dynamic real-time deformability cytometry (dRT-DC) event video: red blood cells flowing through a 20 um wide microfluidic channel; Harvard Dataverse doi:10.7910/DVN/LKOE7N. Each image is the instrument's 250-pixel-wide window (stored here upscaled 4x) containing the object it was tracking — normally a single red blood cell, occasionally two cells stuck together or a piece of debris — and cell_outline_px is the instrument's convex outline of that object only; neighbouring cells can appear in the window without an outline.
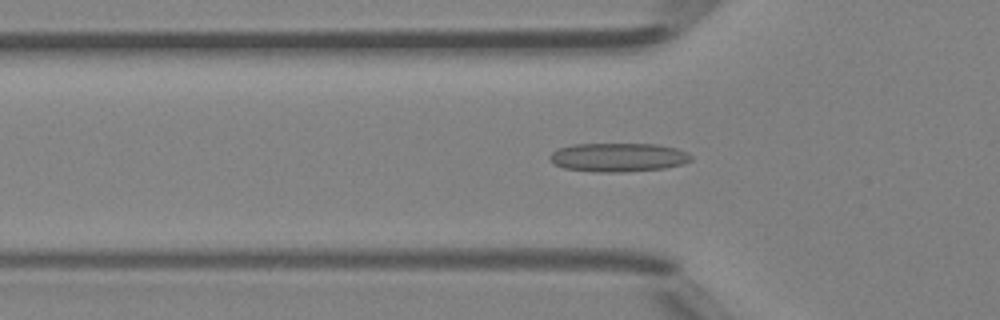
{"species": "Egyptian fruit bat (a non-hibernating species)", "species_latin": "Rousettus aegyptiacus", "temperature_condition": "room temperature", "stored_images_in_passage": 48, "camera_frame_rate_fps": 3000, "um_per_image_px": 0.085, "animal": {"sex": "female"}, "frame": {"image": 1, "passage_image": 16, "time_ms": 5.0, "image_size_px": [1000, 320], "cell_outline_px": [[692, 160], [680, 164], [664, 168], [624, 172], [596, 172], [564, 168], [552, 164], [548, 156], [556, 148], [572, 144], [656, 144], [676, 148], [688, 152], [692, 156]], "centroid_in_image_um": [52.5, 13.37], "position_along_channel_um": 73.3, "area_um2": 23.87}}
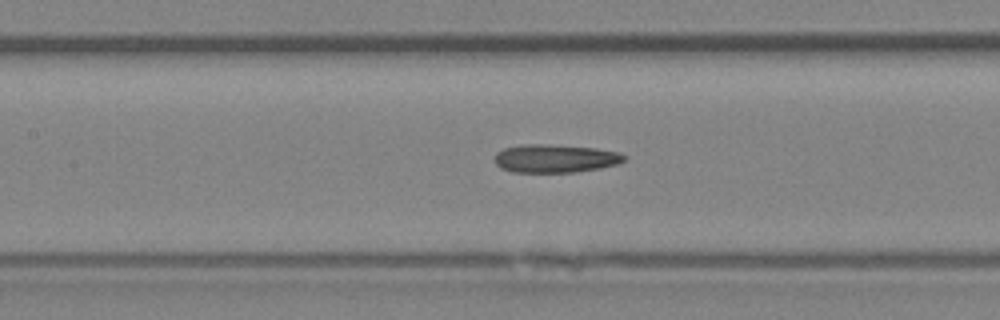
{"frame": {"image": 2, "passage_image": 22, "time_ms": 7.0, "image_size_px": [1000, 320], "cell_outline_px": [[628, 156], [624, 160], [616, 164], [600, 168], [572, 172], [512, 172], [500, 168], [496, 164], [496, 152], [504, 148], [520, 144], [548, 144], [596, 148], [620, 152]], "centroid_in_image_um": [47.19, 13.46], "position_along_channel_um": 160.2, "area_um2": 21.39}}
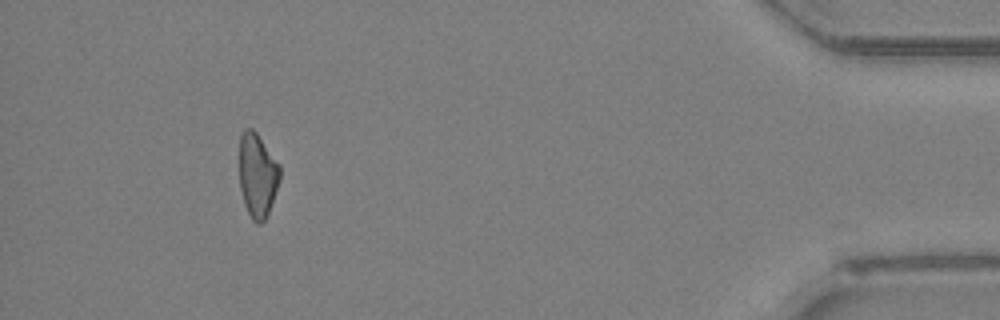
{"frame": {"image": 3, "passage_image": 44, "time_ms": 14.333, "image_size_px": [1000, 320], "cell_outline_px": [[280, 180], [268, 212], [264, 220], [260, 224], [256, 224], [252, 220], [244, 204], [240, 188], [240, 136], [244, 128], [252, 128], [256, 132], [280, 164]], "centroid_in_image_um": [21.88, 14.88], "position_along_channel_um": 413.3, "area_um2": 19.83}}